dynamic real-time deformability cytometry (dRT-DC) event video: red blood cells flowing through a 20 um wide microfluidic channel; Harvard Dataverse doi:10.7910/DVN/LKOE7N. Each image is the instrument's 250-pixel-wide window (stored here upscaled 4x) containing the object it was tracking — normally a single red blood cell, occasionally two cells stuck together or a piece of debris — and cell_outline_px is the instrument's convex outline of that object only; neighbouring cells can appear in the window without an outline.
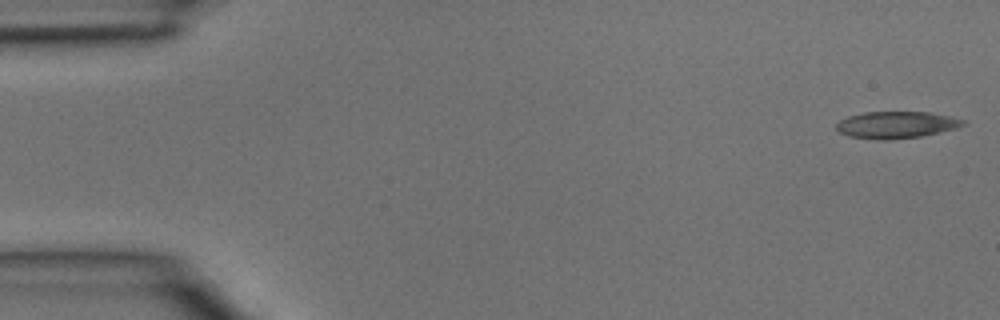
{"species": "common noctule bat (a hibernating species)", "species_latin": "Nyctalus noctula", "temperature_condition": "room temperature", "stored_images_in_passage": 4, "camera_frame_rate_fps": 3000, "um_per_image_px": 0.085, "animal": {"sex": "male", "body_mass_g": 15.6}, "frame": {"image": 1, "passage_image": 1, "time_ms": 0.0, "image_size_px": [1000, 320], "cell_outline_px": [[968, 124], [956, 128], [940, 132], [920, 136], [888, 140], [880, 140], [848, 136], [840, 132], [836, 128], [836, 124], [840, 120], [848, 116], [864, 112], [928, 112], [948, 116], [964, 120]], "centroid_in_image_um": [76.18, 10.61], "position_along_channel_um": 8.8, "area_um2": 19.77}}